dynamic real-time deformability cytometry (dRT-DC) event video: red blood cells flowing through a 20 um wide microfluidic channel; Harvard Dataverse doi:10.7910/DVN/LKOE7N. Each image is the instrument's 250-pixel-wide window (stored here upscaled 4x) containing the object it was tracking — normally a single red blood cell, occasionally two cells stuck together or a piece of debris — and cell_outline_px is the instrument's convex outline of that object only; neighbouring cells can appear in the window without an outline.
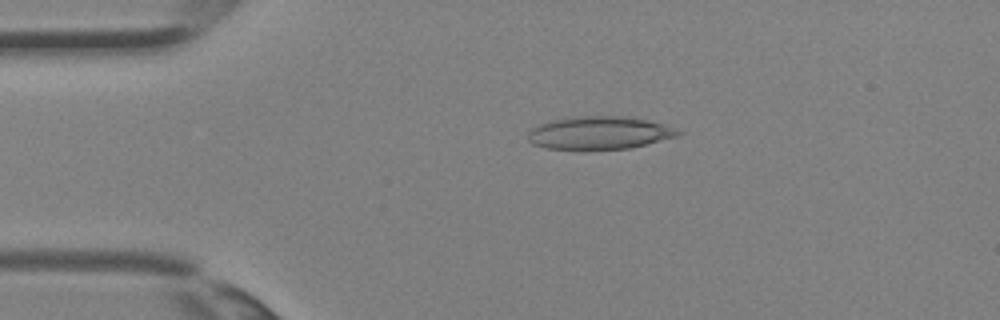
{"species": "Egyptian fruit bat (a non-hibernating species)", "species_latin": "Rousettus aegyptiacus", "temperature_condition": "room temperature", "stored_images_in_passage": 36, "camera_frame_rate_fps": 3000, "um_per_image_px": 0.085, "animal": {"sex": "female"}, "frame": {"image": 1, "passage_image": 8, "time_ms": 2.333, "image_size_px": [1000, 320], "cell_outline_px": [[684, 132], [676, 136], [632, 148], [584, 152], [548, 148], [532, 144], [528, 140], [528, 132], [532, 128], [540, 124], [572, 116], [624, 116], [648, 120], [664, 124]], "centroid_in_image_um": [50.93, 11.33], "position_along_channel_um": 34.1, "area_um2": 29.48}}
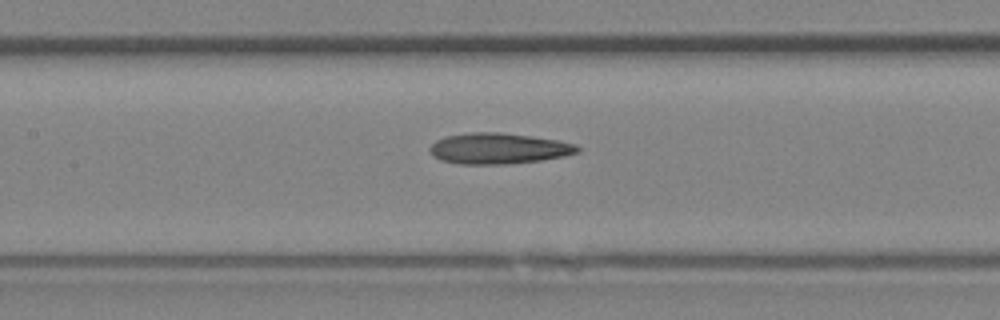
{"frame": {"image": 2, "passage_image": 17, "time_ms": 5.333, "image_size_px": [1000, 320], "cell_outline_px": [[580, 152], [564, 156], [540, 160], [504, 164], [460, 164], [440, 160], [432, 156], [428, 148], [436, 140], [444, 136], [472, 132], [500, 132], [532, 136], [556, 140], [576, 144], [580, 148]], "centroid_in_image_um": [42.34, 12.62], "position_along_channel_um": 165.1, "area_um2": 26.65}}
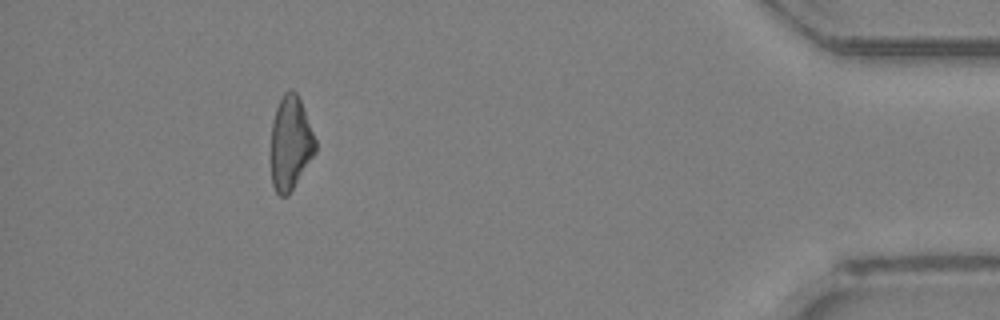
{"frame": {"image": 3, "passage_image": 33, "time_ms": 10.667, "image_size_px": [1000, 320], "cell_outline_px": [[316, 152], [288, 196], [280, 196], [276, 192], [272, 184], [272, 120], [276, 108], [284, 92], [292, 88], [296, 92], [300, 100], [316, 140]], "centroid_in_image_um": [24.7, 12.17], "position_along_channel_um": 410.5, "area_um2": 24.04}}